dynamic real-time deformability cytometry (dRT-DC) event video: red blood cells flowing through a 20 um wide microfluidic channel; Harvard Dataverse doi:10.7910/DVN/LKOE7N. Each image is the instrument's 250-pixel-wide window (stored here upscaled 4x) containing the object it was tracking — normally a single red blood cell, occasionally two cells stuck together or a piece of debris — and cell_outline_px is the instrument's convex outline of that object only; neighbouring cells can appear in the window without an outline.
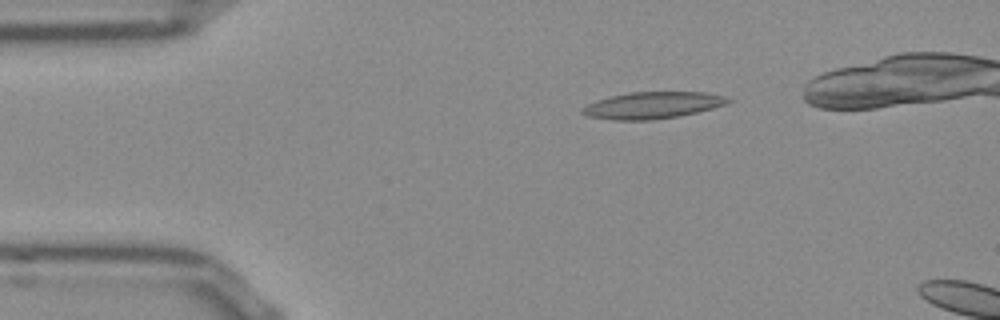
{"species": "Egyptian fruit bat (a non-hibernating species)", "species_latin": "Rousettus aegyptiacus", "temperature_condition": "room temperature", "stored_images_in_passage": 43, "camera_frame_rate_fps": 3000, "um_per_image_px": 0.085, "frame": {"image": 1, "passage_image": 6, "time_ms": 1.667, "image_size_px": [1000, 320], "cell_outline_px": [[732, 100], [724, 104], [712, 108], [680, 116], [652, 120], [612, 120], [588, 116], [580, 112], [580, 108], [596, 100], [628, 92], [704, 92], [728, 96]], "centroid_in_image_um": [55.45, 8.95], "position_along_channel_um": 29.6, "area_um2": 22.72}}
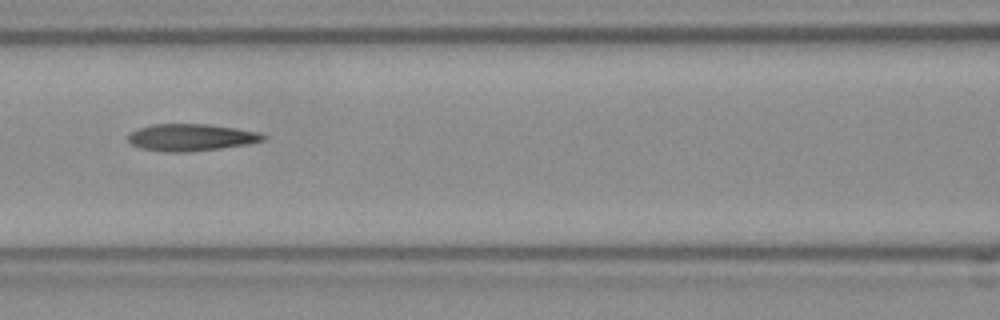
{"frame": {"image": 2, "passage_image": 19, "time_ms": 6.0, "image_size_px": [1000, 320], "cell_outline_px": [[268, 136], [264, 140], [248, 144], [220, 148], [188, 152], [168, 152], [140, 148], [132, 144], [128, 140], [128, 132], [152, 124], [208, 124], [236, 128], [260, 132]], "centroid_in_image_um": [16.25, 11.67], "position_along_channel_um": 150.3, "area_um2": 21.33}}
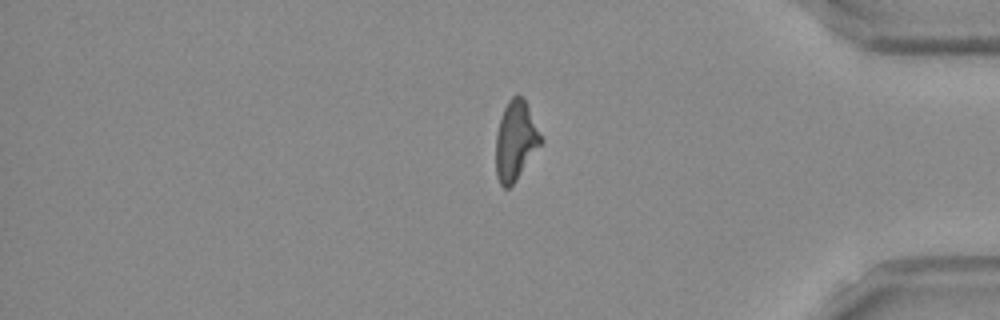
{"frame": {"image": 3, "passage_image": 40, "time_ms": 13.0, "image_size_px": [1000, 320], "cell_outline_px": [[544, 140], [516, 180], [508, 188], [504, 188], [500, 184], [496, 176], [496, 132], [504, 108], [508, 100], [516, 92], [524, 96]], "centroid_in_image_um": [43.83, 11.91], "position_along_channel_um": 391.4, "area_um2": 21.04}, "authors_computed_cell_mechanics": {"area_um2": 21.2704, "velocity_mm_per_s": 3.8443, "shape_relaxation_time_tau1_ms": null, "shape_relaxation_time_tau2_ms": 2.1485, "deformation_change_tau1": null, "deformation_change_tau2": 0.1132}}